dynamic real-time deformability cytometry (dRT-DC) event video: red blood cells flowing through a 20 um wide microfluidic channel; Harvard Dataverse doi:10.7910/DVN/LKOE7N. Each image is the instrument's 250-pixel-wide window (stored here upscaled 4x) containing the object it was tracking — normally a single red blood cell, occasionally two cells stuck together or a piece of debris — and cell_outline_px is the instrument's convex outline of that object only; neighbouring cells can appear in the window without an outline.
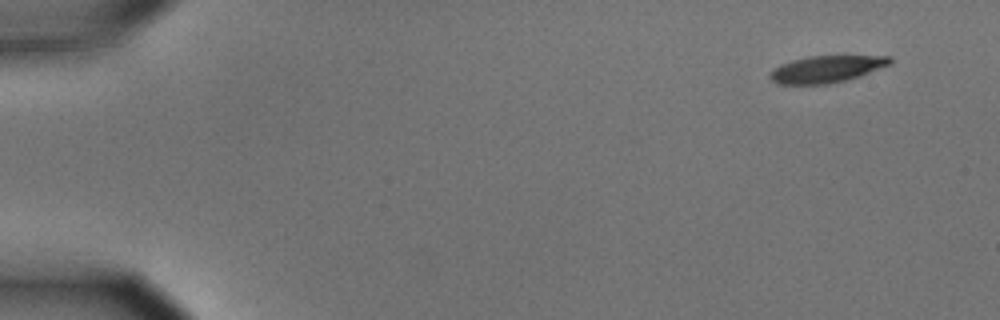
{"species": "common noctule bat (a hibernating species)", "species_latin": "Nyctalus noctula", "temperature_condition": "cold", "stored_images_in_passage": 5, "camera_frame_rate_fps": 3000, "um_per_image_px": 0.085, "animal": {"sex": "male", "body_mass_g": 15.6}, "frame": {"image": 1, "passage_image": 1, "time_ms": 0.0, "image_size_px": [1000, 320], "cell_outline_px": [[892, 64], [860, 76], [828, 84], [776, 84], [768, 76], [768, 72], [780, 64], [792, 60], [808, 56], [892, 56]], "centroid_in_image_um": [70.23, 5.87], "position_along_channel_um": 14.8, "area_um2": 18.9}}
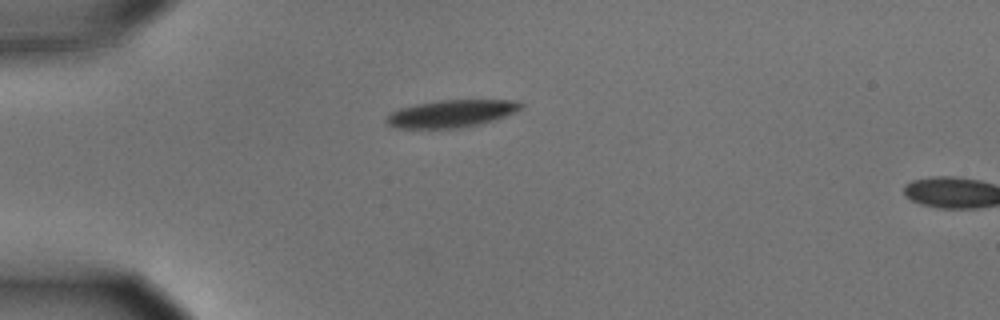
{"frame": {"image": 2, "passage_image": 4, "time_ms": 1.0, "image_size_px": [1000, 320], "cell_outline_px": [[524, 108], [496, 120], [480, 124], [460, 128], [396, 128], [388, 124], [384, 120], [392, 112], [400, 108], [416, 104], [440, 100], [520, 100], [524, 104]], "centroid_in_image_um": [38.43, 9.65], "position_along_channel_um": 46.6, "area_um2": 21.62}}